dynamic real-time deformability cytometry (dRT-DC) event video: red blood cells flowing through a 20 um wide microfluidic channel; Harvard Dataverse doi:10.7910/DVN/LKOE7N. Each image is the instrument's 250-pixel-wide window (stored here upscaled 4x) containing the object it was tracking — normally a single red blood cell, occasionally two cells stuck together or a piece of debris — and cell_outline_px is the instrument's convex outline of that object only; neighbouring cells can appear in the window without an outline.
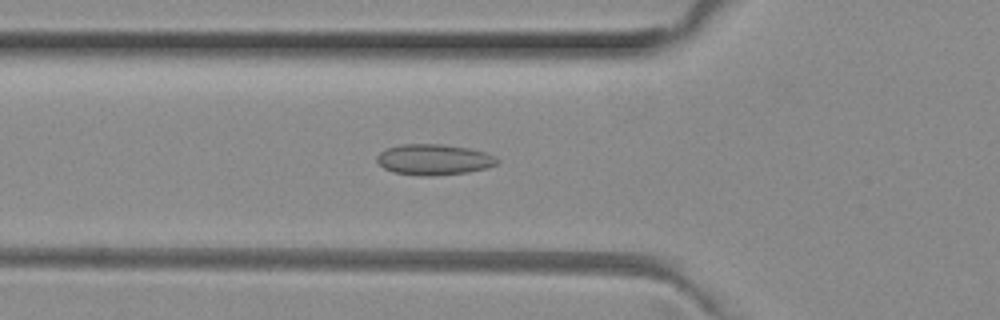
{"species": "common noctule bat (a hibernating species)", "species_latin": "Nyctalus noctula", "temperature_condition": "room temperature", "stored_images_in_passage": 47, "camera_frame_rate_fps": 3000, "um_per_image_px": 0.085, "animal": {"sex": "female", "body_mass_g": 29.2, "forearm_length_mm": 56.3}, "frame": {"image": 1, "passage_image": 14, "time_ms": 4.333, "image_size_px": [1000, 320], "cell_outline_px": [[500, 160], [496, 164], [488, 168], [468, 172], [432, 176], [420, 176], [392, 172], [384, 168], [376, 160], [376, 156], [384, 148], [400, 144], [440, 144], [468, 148], [484, 152], [496, 156]], "centroid_in_image_um": [36.86, 13.56], "position_along_channel_um": 88.9, "area_um2": 21.79}}
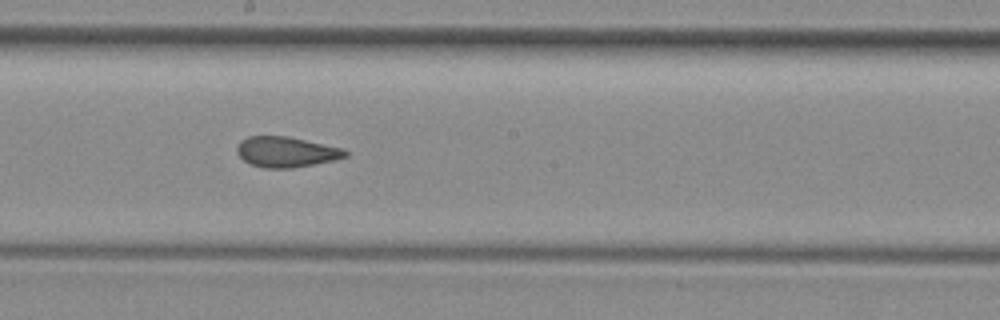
{"frame": {"image": 2, "passage_image": 24, "time_ms": 7.667, "image_size_px": [1000, 320], "cell_outline_px": [[348, 156], [336, 160], [292, 168], [264, 168], [248, 164], [236, 152], [236, 148], [240, 140], [248, 136], [288, 136], [344, 148], [348, 152]], "centroid_in_image_um": [24.33, 12.91], "position_along_channel_um": 223.9, "area_um2": 19.48}}
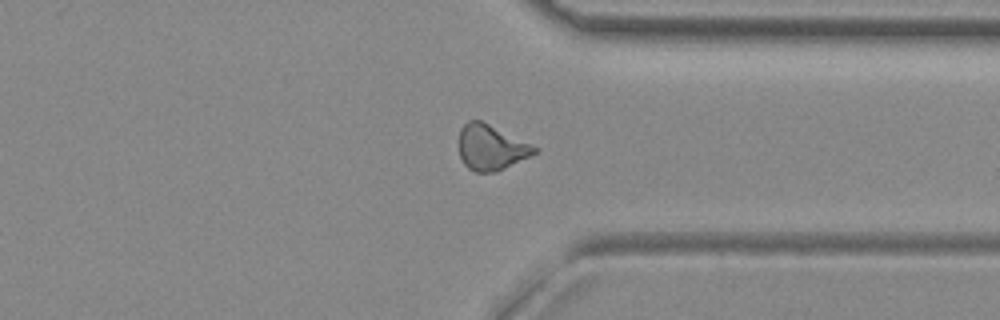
{"frame": {"image": 3, "passage_image": 35, "time_ms": 11.333, "image_size_px": [1000, 320], "cell_outline_px": [[540, 152], [496, 172], [476, 172], [468, 168], [464, 164], [460, 156], [460, 128], [468, 120], [480, 120], [540, 148]], "centroid_in_image_um": [41.77, 12.54], "position_along_channel_um": 369.6, "area_um2": 19.94}, "authors_computed_cell_mechanics": {"area_um2": 19.8832, "velocity_mm_per_s": 4.0273, "shape_relaxation_time_tau1_ms": null, "shape_relaxation_time_tau2_ms": 1.7643, "deformation_change_tau1": null, "deformation_change_tau2": 0.0938}}